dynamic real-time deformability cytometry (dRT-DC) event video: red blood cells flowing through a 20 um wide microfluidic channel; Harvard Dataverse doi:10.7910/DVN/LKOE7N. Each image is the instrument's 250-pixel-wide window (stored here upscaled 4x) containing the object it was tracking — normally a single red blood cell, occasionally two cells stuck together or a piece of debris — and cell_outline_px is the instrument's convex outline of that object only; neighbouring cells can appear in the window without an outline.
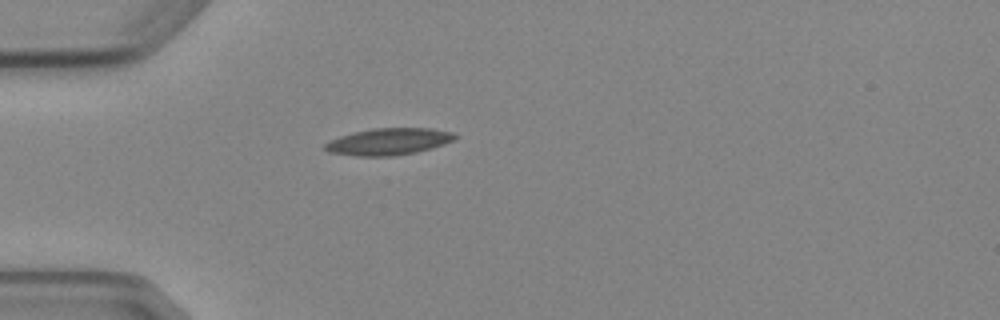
{"species": "Egyptian fruit bat (a non-hibernating species)", "species_latin": "Rousettus aegyptiacus", "temperature_condition": "cold", "stored_images_in_passage": 4, "camera_frame_rate_fps": 3000, "um_per_image_px": 0.085, "animal": {"sex": "female"}, "frame": {"image": 1, "passage_image": 4, "time_ms": 3.667, "image_size_px": [1000, 320], "cell_outline_px": [[460, 136], [444, 144], [432, 148], [416, 152], [392, 156], [356, 156], [328, 152], [324, 148], [324, 144], [340, 136], [352, 132], [372, 128], [432, 128], [452, 132]], "centroid_in_image_um": [33.04, 12.03], "position_along_channel_um": 52.0, "area_um2": 20.35}}